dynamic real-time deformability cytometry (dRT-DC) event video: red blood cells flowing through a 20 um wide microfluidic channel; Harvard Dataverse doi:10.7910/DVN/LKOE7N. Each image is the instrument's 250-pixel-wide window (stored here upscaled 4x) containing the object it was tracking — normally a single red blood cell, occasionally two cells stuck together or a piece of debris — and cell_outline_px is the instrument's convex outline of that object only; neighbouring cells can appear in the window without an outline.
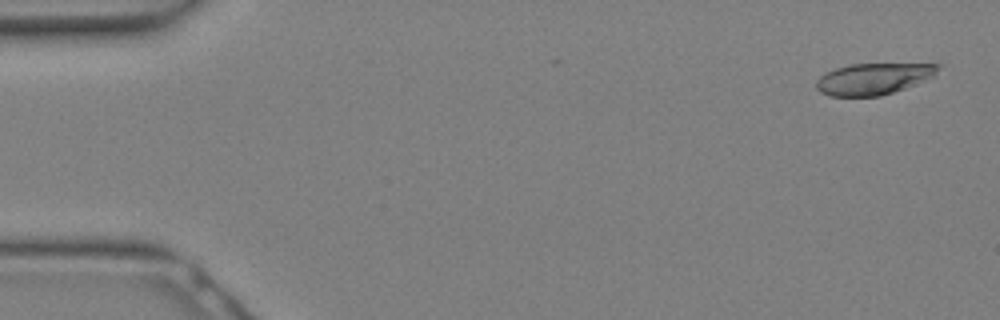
{"species": "Egyptian fruit bat (a non-hibernating species)", "species_latin": "Rousettus aegyptiacus", "temperature_condition": "warm", "stored_images_in_passage": 31, "camera_frame_rate_fps": 3000, "um_per_image_px": 0.085, "animal": {"sex": "female"}, "frame": {"image": 1, "passage_image": 2, "time_ms": 0.333, "image_size_px": [1000, 320], "cell_outline_px": [[944, 64], [932, 76], [916, 84], [880, 96], [828, 96], [820, 92], [816, 88], [816, 80], [820, 76], [836, 68], [852, 64]], "centroid_in_image_um": [74.22, 6.7], "position_along_channel_um": 10.8, "area_um2": 22.08}}
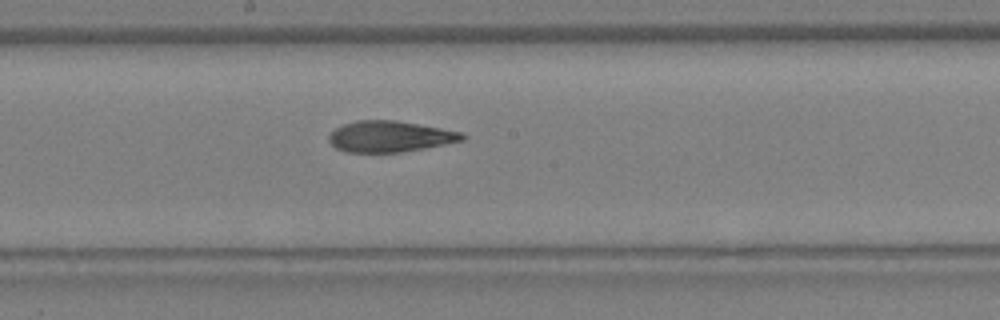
{"frame": {"image": 2, "passage_image": 17, "time_ms": 5.333, "image_size_px": [1000, 320], "cell_outline_px": [[464, 140], [424, 148], [400, 152], [344, 152], [336, 148], [328, 140], [328, 136], [336, 128], [344, 124], [356, 120], [396, 120], [440, 128], [460, 132], [464, 136]], "centroid_in_image_um": [33.09, 11.6], "position_along_channel_um": 215.1, "area_um2": 23.87}}
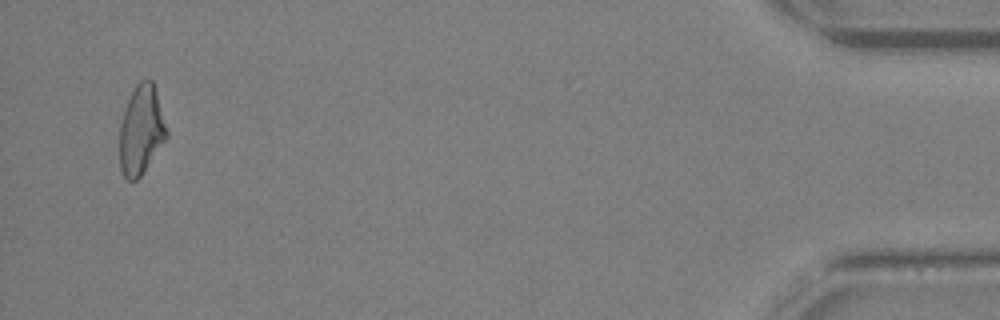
{"frame": {"image": 3, "passage_image": 30, "time_ms": 9.667, "image_size_px": [1000, 320], "cell_outline_px": [[168, 136], [140, 176], [136, 180], [128, 180], [124, 176], [120, 168], [120, 124], [124, 108], [136, 84], [140, 80], [152, 80], [168, 128]], "centroid_in_image_um": [12.0, 11.05], "position_along_channel_um": 423.2, "area_um2": 24.22}}